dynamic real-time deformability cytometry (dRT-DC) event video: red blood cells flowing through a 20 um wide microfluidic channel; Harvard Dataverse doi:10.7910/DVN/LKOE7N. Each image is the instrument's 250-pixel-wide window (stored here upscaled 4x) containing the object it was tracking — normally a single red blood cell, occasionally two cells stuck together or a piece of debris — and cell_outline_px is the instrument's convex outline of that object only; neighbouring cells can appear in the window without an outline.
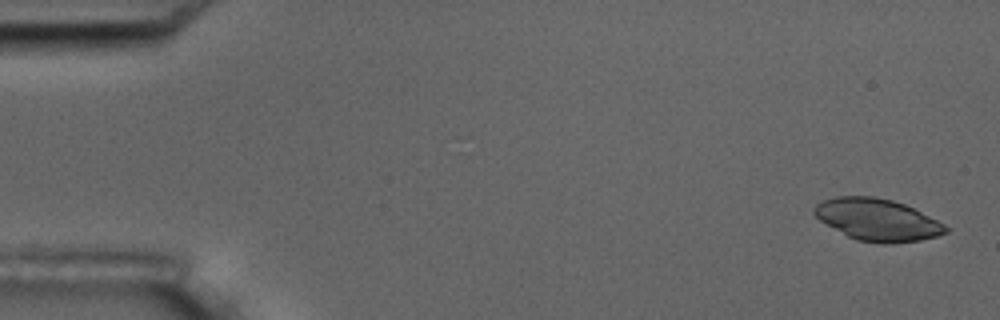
{"species": "common noctule bat (a hibernating species)", "species_latin": "Nyctalus noctula", "temperature_condition": "room temperature", "stored_images_in_passage": 5, "camera_frame_rate_fps": 3000, "um_per_image_px": 0.085, "animal": {"sex": "male", "body_mass_g": 17.5, "forearm_length_mm": 52.3}, "frame": {"image": 1, "passage_image": 1, "time_ms": 0.0, "image_size_px": [1000, 320], "cell_outline_px": [[948, 232], [936, 236], [920, 240], [892, 244], [880, 244], [856, 240], [848, 236], [820, 220], [812, 212], [816, 204], [824, 200], [836, 196], [872, 196], [892, 200], [904, 204], [944, 224], [948, 228]], "centroid_in_image_um": [74.56, 18.69], "position_along_channel_um": 10.4, "area_um2": 31.91}}